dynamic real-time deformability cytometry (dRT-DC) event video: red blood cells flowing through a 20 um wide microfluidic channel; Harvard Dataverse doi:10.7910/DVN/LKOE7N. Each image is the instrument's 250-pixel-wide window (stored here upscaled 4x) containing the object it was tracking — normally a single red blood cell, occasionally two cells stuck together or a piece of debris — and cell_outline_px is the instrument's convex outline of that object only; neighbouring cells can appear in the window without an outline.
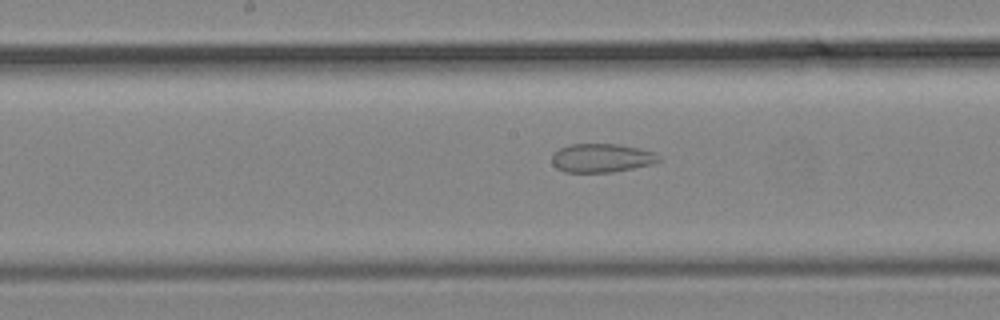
{"species": "common noctule bat (a hibernating species)", "species_latin": "Nyctalus noctula", "temperature_condition": "cold", "stored_images_in_passage": 49, "camera_frame_rate_fps": 3000, "um_per_image_px": 0.085, "animal": {"sex": "male", "body_mass_g": 19.2, "forearm_length_mm": 51.8}, "frame": {"image": 1, "passage_image": 25, "time_ms": 8.0, "image_size_px": [1000, 320], "cell_outline_px": [[660, 160], [652, 164], [612, 172], [564, 172], [556, 168], [552, 164], [552, 152], [568, 144], [620, 144], [640, 148], [656, 152], [660, 156]], "centroid_in_image_um": [51.12, 13.42], "position_along_channel_um": 197.1, "area_um2": 18.09}}
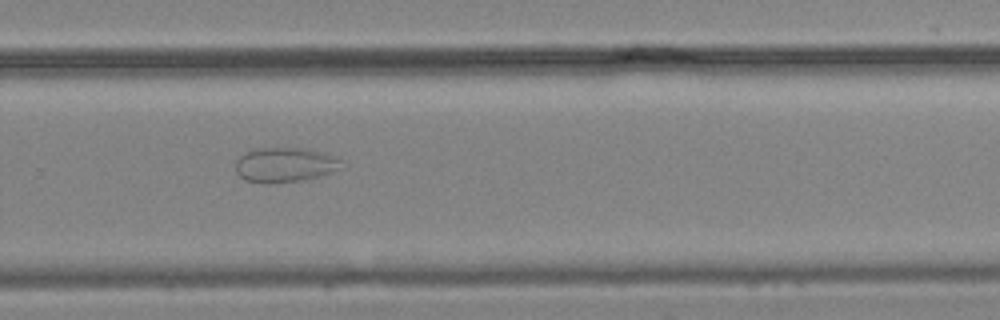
{"frame": {"image": 2, "passage_image": 33, "time_ms": 10.667, "image_size_px": [1000, 320], "cell_outline_px": [[340, 160], [336, 168], [320, 176], [300, 180], [272, 184], [260, 184], [244, 180], [236, 172], [236, 160], [244, 152], [260, 148], [300, 148], [324, 152], [336, 156]], "centroid_in_image_um": [24.12, 14.02], "position_along_channel_um": 305.7, "area_um2": 21.27}}
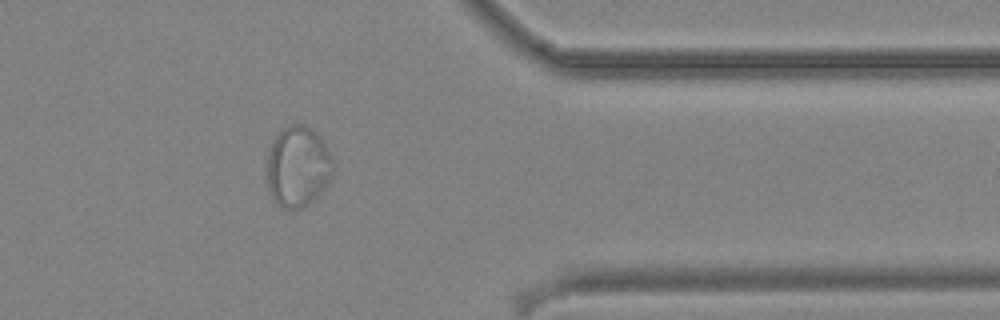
{"frame": {"image": 3, "passage_image": 40, "time_ms": 13.0, "image_size_px": [1000, 320], "cell_outline_px": [[336, 168], [332, 176], [316, 196], [308, 204], [300, 208], [284, 208], [272, 196], [268, 188], [268, 148], [276, 136], [284, 128], [292, 124], [304, 124], [328, 148], [332, 156]], "centroid_in_image_um": [25.33, 14.15], "position_along_channel_um": 386.1, "area_um2": 30.52}}